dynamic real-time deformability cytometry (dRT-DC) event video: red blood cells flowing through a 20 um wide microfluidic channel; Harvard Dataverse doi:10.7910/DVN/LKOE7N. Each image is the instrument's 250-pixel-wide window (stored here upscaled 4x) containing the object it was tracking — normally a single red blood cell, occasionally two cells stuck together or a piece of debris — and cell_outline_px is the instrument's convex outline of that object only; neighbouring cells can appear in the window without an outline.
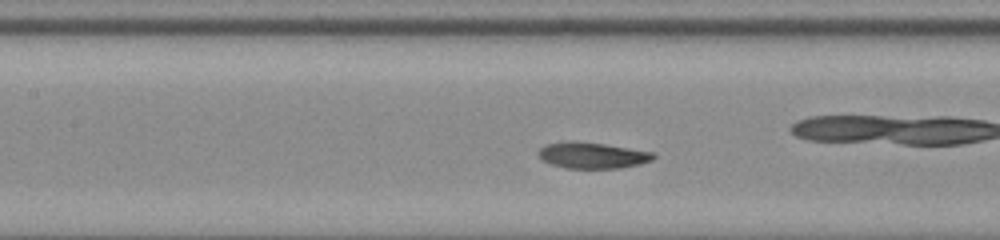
{"species": "common noctule bat (a hibernating species)", "species_latin": "Nyctalus noctula", "temperature_condition": "room temperature", "stored_images_in_passage": 31, "camera_frame_rate_fps": 3000, "um_per_image_px": 0.085, "animal": {"sex": "male", "body_mass_g": 20.0, "forearm_length_mm": 53.3}, "frame": {"image": 1, "passage_image": 10, "time_ms": 3.0, "image_size_px": [1000, 240], "cell_outline_px": [[656, 156], [652, 160], [640, 164], [620, 168], [564, 168], [540, 160], [536, 152], [544, 144], [564, 140], [568, 140], [604, 144], [652, 152]], "centroid_in_image_um": [50.26, 13.2], "position_along_channel_um": 157.1, "area_um2": 17.69}, "authors_computed_cell_mechanics": {"area_um2": 17.5712, "velocity_mm_per_s": 3.8991, "shape_relaxation_time_tau1_ms": 3.6693, "shape_relaxation_time_tau2_ms": 2.7334, "deformation_change_tau1": 0.1309, "deformation_change_tau2": 0.0695}}